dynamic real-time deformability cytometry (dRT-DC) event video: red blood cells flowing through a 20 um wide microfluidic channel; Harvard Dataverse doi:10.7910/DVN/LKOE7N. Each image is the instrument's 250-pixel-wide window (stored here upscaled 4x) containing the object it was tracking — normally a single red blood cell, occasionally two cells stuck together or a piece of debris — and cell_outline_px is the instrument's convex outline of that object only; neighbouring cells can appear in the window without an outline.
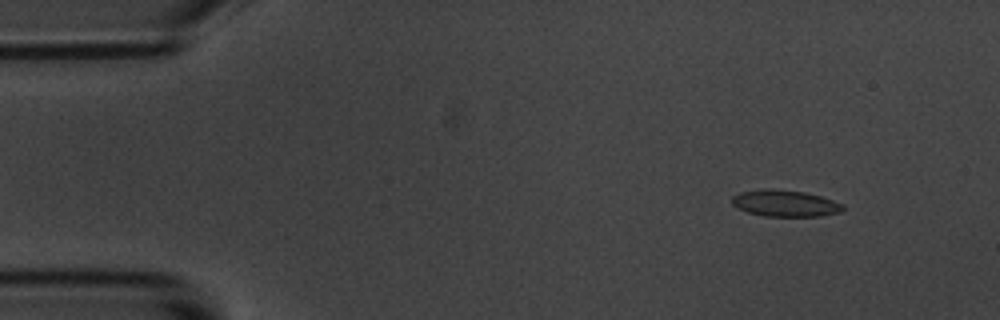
{"species": "common noctule bat (a hibernating species)", "species_latin": "Nyctalus noctula", "temperature_condition": "room temperature", "stored_images_in_passage": 5, "camera_frame_rate_fps": 3000, "um_per_image_px": 0.085, "animal": {"sex": "male", "body_mass_g": 20.1, "forearm_length_mm": 53.5}, "frame": {"image": 1, "passage_image": 2, "time_ms": 1.333, "image_size_px": [1000, 320], "cell_outline_px": [[844, 208], [840, 212], [820, 216], [764, 216], [748, 212], [732, 204], [732, 196], [740, 192], [764, 188], [768, 188], [804, 192], [820, 196], [844, 204]], "centroid_in_image_um": [66.73, 17.28], "position_along_channel_um": 18.3, "area_um2": 17.05}}